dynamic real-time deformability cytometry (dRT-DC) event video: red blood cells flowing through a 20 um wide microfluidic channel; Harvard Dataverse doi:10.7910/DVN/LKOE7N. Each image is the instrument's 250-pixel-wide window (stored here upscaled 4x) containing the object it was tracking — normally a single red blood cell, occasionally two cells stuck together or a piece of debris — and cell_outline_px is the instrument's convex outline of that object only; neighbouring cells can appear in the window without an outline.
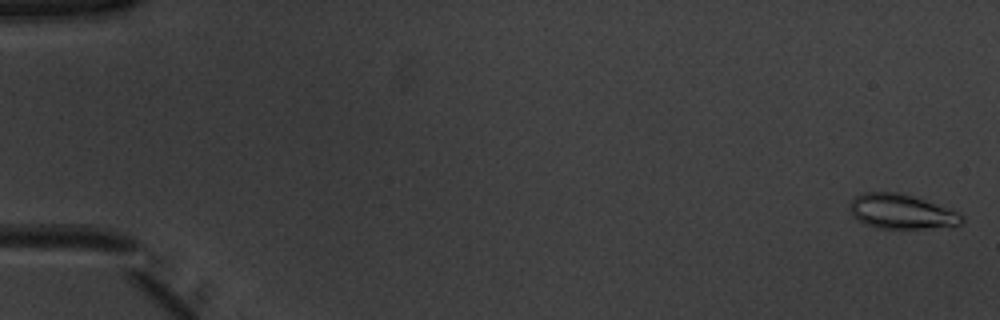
{"species": "common noctule bat (a hibernating species)", "species_latin": "Nyctalus noctula", "temperature_condition": "warm", "stored_images_in_passage": 52, "camera_frame_rate_fps": 3000, "um_per_image_px": 0.085, "animal": {"sex": "male", "body_mass_g": 20.1, "forearm_length_mm": 53.5}, "frame": {"image": 1, "passage_image": 1, "time_ms": 0.0, "image_size_px": [1000, 320], "cell_outline_px": [[964, 220], [960, 224], [928, 228], [880, 228], [864, 224], [852, 216], [848, 208], [848, 204], [852, 196], [864, 192], [900, 192], [960, 212], [964, 216]], "centroid_in_image_um": [76.55, 17.97], "position_along_channel_um": 8.4, "area_um2": 22.77}}
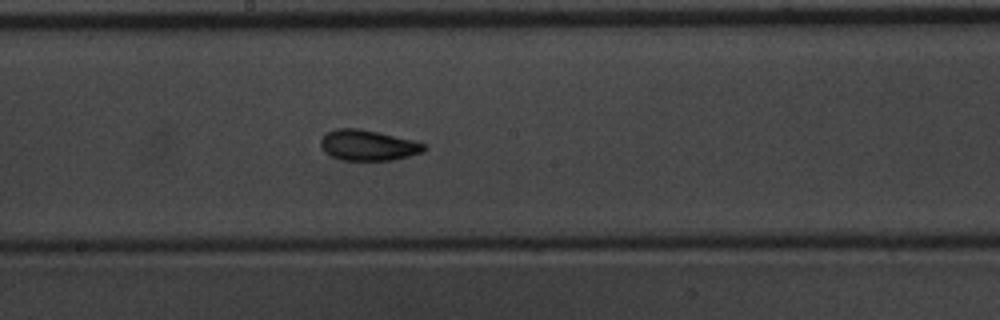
{"frame": {"image": 2, "passage_image": 29, "time_ms": 9.333, "image_size_px": [1000, 320], "cell_outline_px": [[428, 148], [424, 152], [392, 160], [340, 160], [324, 152], [320, 144], [320, 140], [328, 132], [336, 128], [360, 128], [412, 140], [424, 144]], "centroid_in_image_um": [31.27, 12.35], "position_along_channel_um": 216.9, "area_um2": 18.38}}
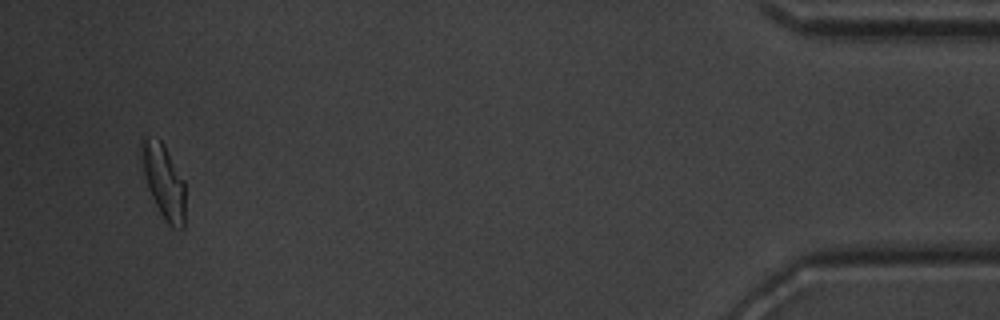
{"frame": {"image": 3, "passage_image": 50, "time_ms": 16.333, "image_size_px": [1000, 320], "cell_outline_px": [[184, 228], [172, 228], [164, 220], [148, 188], [144, 172], [140, 152], [140, 136], [148, 136], [160, 140], [164, 144], [184, 180]], "centroid_in_image_um": [13.9, 15.37], "position_along_channel_um": 421.3, "area_um2": 18.84}, "authors_computed_cell_mechanics": {"area_um2": 18.7561, "velocity_mm_per_s": 3.9338, "shape_relaxation_time_tau1_ms": 3.3319, "shape_relaxation_time_tau2_ms": 1.6618, "deformation_change_tau1": 0.1309, "deformation_change_tau2": 0.0754}}